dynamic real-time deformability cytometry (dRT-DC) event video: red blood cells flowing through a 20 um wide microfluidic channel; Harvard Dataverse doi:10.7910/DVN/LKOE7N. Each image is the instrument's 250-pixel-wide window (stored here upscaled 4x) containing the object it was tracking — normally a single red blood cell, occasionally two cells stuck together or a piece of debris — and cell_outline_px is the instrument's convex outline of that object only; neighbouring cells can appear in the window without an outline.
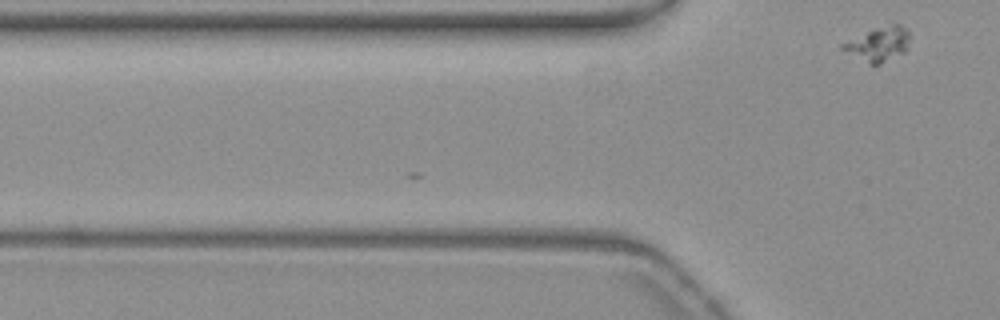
{"species": "common noctule bat (a hibernating species)", "species_latin": "Nyctalus noctula", "temperature_condition": "warm", "stored_images_in_passage": 2, "camera_frame_rate_fps": 3000, "um_per_image_px": 0.085, "animal": {"sex": "female", "body_mass_g": 19.3, "forearm_length_mm": 54.1}, "frame": {"image": 1, "passage_image": 2, "time_ms": 0.333, "image_size_px": [1000, 320], "cell_outline_px": [[912, 36], [908, 48], [904, 52], [880, 64], [868, 64], [840, 48], [840, 44], [848, 40], [876, 28], [892, 24], [900, 24], [908, 28]], "centroid_in_image_um": [74.73, 3.74], "position_along_channel_um": 51.1, "area_um2": 13.47}}